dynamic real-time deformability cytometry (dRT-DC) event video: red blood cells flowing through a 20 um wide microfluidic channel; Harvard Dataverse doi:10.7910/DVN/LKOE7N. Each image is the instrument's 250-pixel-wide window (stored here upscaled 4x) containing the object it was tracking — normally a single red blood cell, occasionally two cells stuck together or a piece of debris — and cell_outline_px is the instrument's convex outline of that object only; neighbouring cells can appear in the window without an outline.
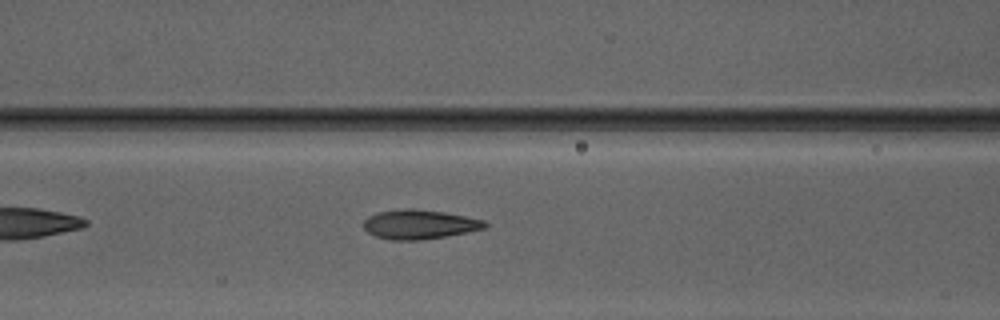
{"species": "Egyptian fruit bat (a non-hibernating species)", "species_latin": "Rousettus aegyptiacus", "temperature_condition": "warm", "stored_images_in_passage": 36, "camera_frame_rate_fps": 3000, "um_per_image_px": 0.085, "animal": {"sex": "male"}, "frame": {"image": 1, "passage_image": 11, "time_ms": 3.333, "image_size_px": [1000, 320], "cell_outline_px": [[488, 224], [484, 228], [468, 232], [420, 240], [392, 240], [376, 236], [368, 232], [364, 228], [364, 220], [368, 216], [376, 212], [404, 208], [412, 208], [444, 212], [484, 220]], "centroid_in_image_um": [35.62, 19.06], "position_along_channel_um": 131.0, "area_um2": 20.63}}
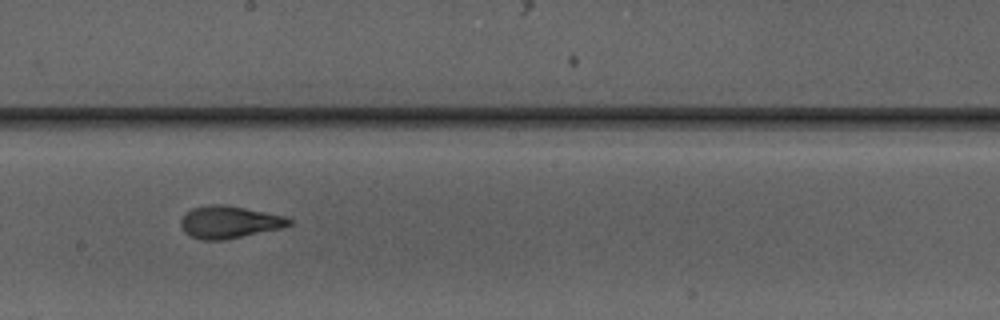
{"frame": {"image": 2, "passage_image": 18, "time_ms": 5.667, "image_size_px": [1000, 320], "cell_outline_px": [[292, 224], [280, 228], [224, 240], [200, 240], [184, 232], [180, 224], [180, 220], [192, 208], [208, 204], [224, 204], [288, 216], [292, 220]], "centroid_in_image_um": [19.49, 18.87], "position_along_channel_um": 228.7, "area_um2": 20.4}}
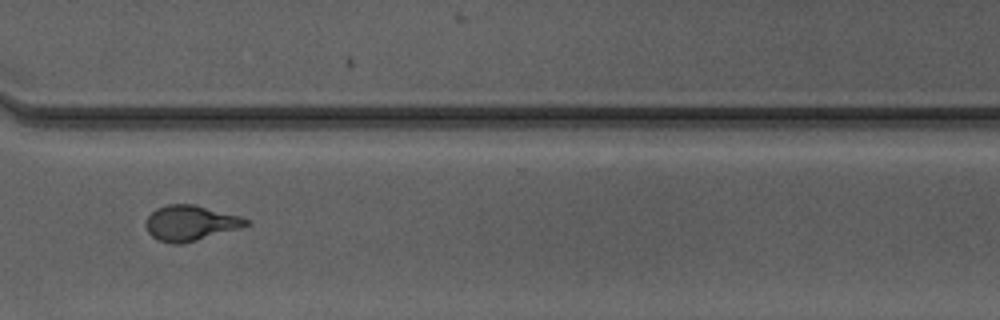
{"frame": {"image": 3, "passage_image": 27, "time_ms": 8.667, "image_size_px": [1000, 320], "cell_outline_px": [[248, 224], [240, 228], [196, 240], [180, 244], [172, 244], [160, 240], [152, 236], [148, 232], [144, 224], [144, 220], [156, 208], [168, 204], [192, 204], [240, 216], [248, 220]], "centroid_in_image_um": [16.13, 18.95], "position_along_channel_um": 354.5, "area_um2": 20.4}, "authors_computed_cell_mechanics": {"area_um2": 20.2878, "velocity_mm_per_s": 4.1856, "shape_relaxation_time_tau1_ms": 3.7314, "shape_relaxation_time_tau2_ms": 0.8185, "deformation_change_tau1": 0.1574, "deformation_change_tau2": 0.0685}}